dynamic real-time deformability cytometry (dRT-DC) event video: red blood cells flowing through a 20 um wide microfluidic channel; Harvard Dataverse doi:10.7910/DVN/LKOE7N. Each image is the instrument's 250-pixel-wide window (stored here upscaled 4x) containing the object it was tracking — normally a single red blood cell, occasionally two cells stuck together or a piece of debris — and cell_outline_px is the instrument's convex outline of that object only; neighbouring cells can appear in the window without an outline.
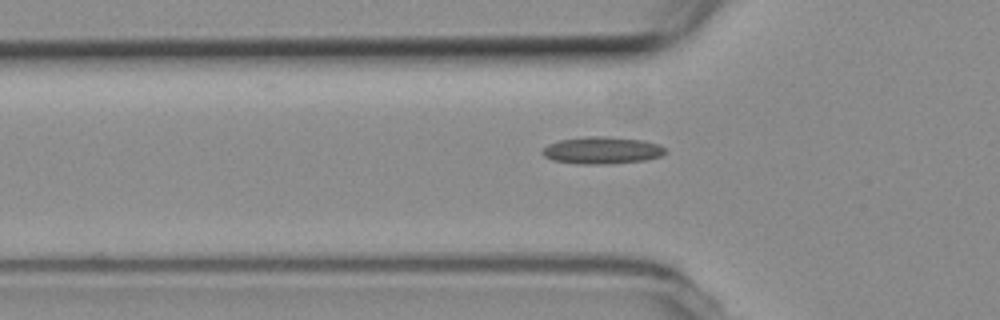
{"species": "common noctule bat (a hibernating species)", "species_latin": "Nyctalus noctula", "temperature_condition": "room temperature", "stored_images_in_passage": 45, "camera_frame_rate_fps": 3000, "um_per_image_px": 0.085, "animal": {"sex": "female", "body_mass_g": 19.3, "forearm_length_mm": 54.1}, "frame": {"image": 1, "passage_image": 7, "time_ms": 2.0, "image_size_px": [1000, 320], "cell_outline_px": [[668, 152], [660, 156], [644, 160], [608, 164], [580, 164], [552, 160], [544, 156], [540, 152], [548, 144], [560, 140], [584, 136], [604, 136], [644, 140], [660, 144]], "centroid_in_image_um": [51.17, 12.77], "position_along_channel_um": 74.6, "area_um2": 19.54}}
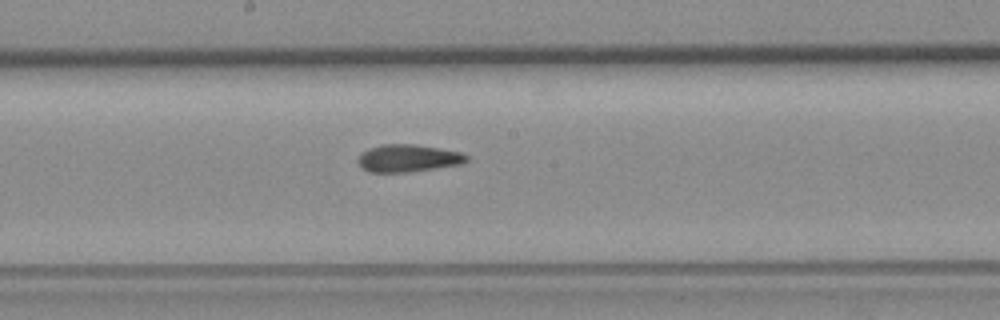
{"frame": {"image": 2, "passage_image": 18, "time_ms": 5.667, "image_size_px": [1000, 320], "cell_outline_px": [[468, 160], [464, 164], [408, 172], [368, 172], [360, 168], [356, 160], [368, 148], [384, 144], [412, 144], [460, 152], [468, 156]], "centroid_in_image_um": [34.66, 13.46], "position_along_channel_um": 213.5, "area_um2": 17.34}}
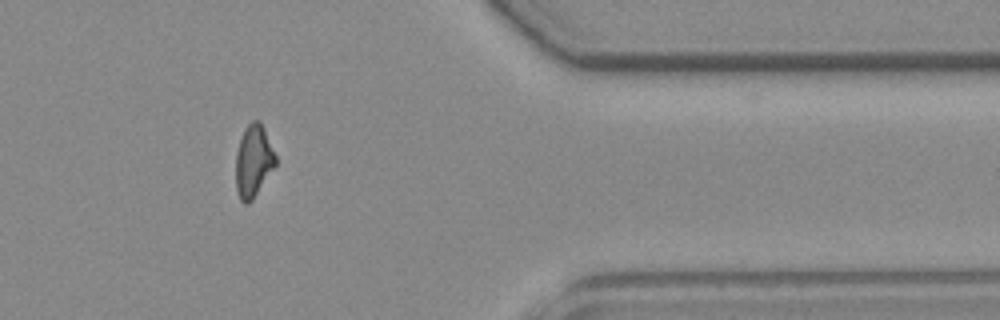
{"frame": {"image": 3, "passage_image": 34, "time_ms": 11.0, "image_size_px": [1000, 320], "cell_outline_px": [[276, 164], [252, 200], [248, 204], [244, 204], [240, 200], [236, 192], [236, 152], [244, 128], [252, 120], [260, 120], [264, 128], [276, 156]], "centroid_in_image_um": [21.53, 13.68], "position_along_channel_um": 389.9, "area_um2": 16.7}, "authors_computed_cell_mechanics": {"area_um2": 17.2822, "velocity_mm_per_s": 3.7667, "shape_relaxation_time_tau1_ms": null, "shape_relaxation_time_tau2_ms": 3.4536, "deformation_change_tau1": null, "deformation_change_tau2": 0.1144}}